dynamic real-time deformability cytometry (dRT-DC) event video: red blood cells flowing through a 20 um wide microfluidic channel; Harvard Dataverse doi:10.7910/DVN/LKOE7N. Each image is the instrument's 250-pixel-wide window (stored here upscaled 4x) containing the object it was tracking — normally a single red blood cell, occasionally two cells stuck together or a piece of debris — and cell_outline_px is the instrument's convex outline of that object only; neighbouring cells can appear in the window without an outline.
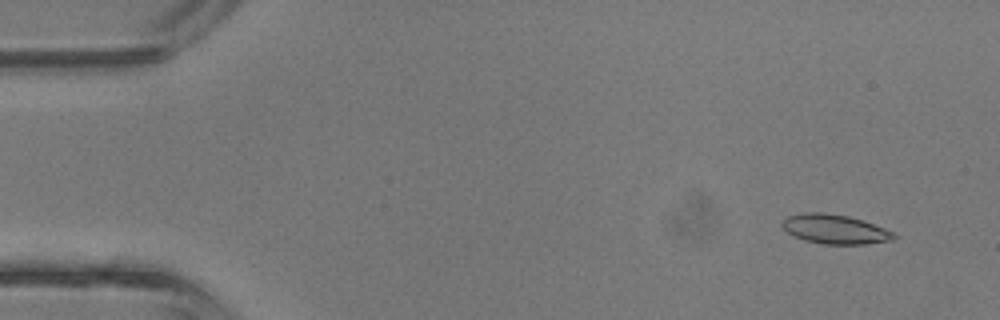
{"species": "common noctule bat (a hibernating species)", "species_latin": "Nyctalus noctula", "temperature_condition": "room temperature", "stored_images_in_passage": 41, "camera_frame_rate_fps": 3000, "um_per_image_px": 0.085, "animal": {"sex": "male", "body_mass_g": 13.3}, "frame": {"image": 1, "passage_image": 3, "time_ms": 0.667, "image_size_px": [1000, 320], "cell_outline_px": [[896, 236], [892, 240], [864, 244], [824, 244], [804, 240], [792, 236], [780, 224], [788, 216], [804, 212], [824, 212], [848, 216], [884, 228], [892, 232]], "centroid_in_image_um": [70.92, 19.48], "position_along_channel_um": 14.1, "area_um2": 18.9}}
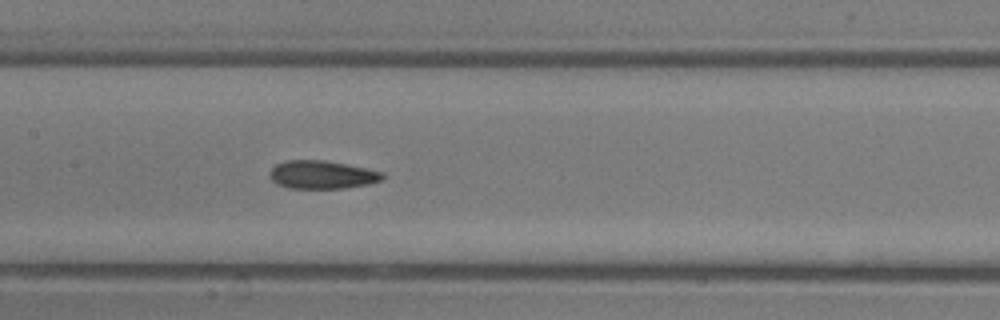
{"frame": {"image": 2, "passage_image": 20, "time_ms": 6.333, "image_size_px": [1000, 320], "cell_outline_px": [[384, 180], [368, 184], [344, 188], [288, 188], [276, 184], [268, 176], [268, 172], [276, 164], [284, 160], [324, 160], [384, 172]], "centroid_in_image_um": [27.34, 14.85], "position_along_channel_um": 180.1, "area_um2": 18.61}}
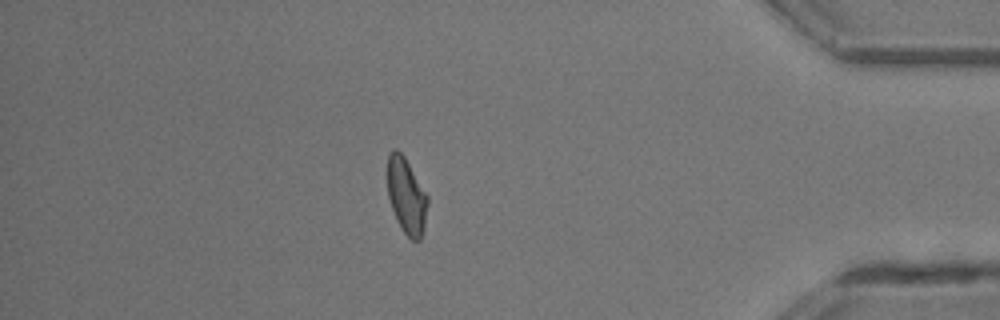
{"frame": {"image": 3, "passage_image": 36, "time_ms": 11.667, "image_size_px": [1000, 320], "cell_outline_px": [[428, 204], [424, 228], [420, 240], [412, 240], [404, 232], [396, 220], [388, 196], [388, 152], [392, 148], [396, 148], [404, 156], [428, 196]], "centroid_in_image_um": [34.55, 16.64], "position_along_channel_um": 400.7, "area_um2": 17.69}, "authors_computed_cell_mechanics": {"area_um2": 18.4382, "velocity_mm_per_s": 4.9354, "shape_relaxation_time_tau1_ms": null, "shape_relaxation_time_tau2_ms": 1.9402, "deformation_change_tau1": null, "deformation_change_tau2": 0.0917}}